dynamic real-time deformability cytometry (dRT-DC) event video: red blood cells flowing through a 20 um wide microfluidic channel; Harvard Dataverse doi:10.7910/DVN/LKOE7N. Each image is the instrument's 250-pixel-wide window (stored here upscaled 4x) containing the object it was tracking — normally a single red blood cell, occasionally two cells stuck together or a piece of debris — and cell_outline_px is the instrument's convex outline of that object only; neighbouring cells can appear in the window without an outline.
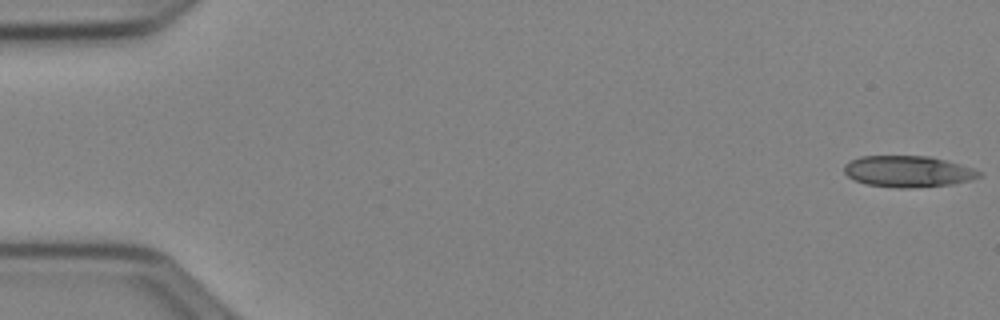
{"species": "Egyptian fruit bat (a non-hibernating species)", "species_latin": "Rousettus aegyptiacus", "temperature_condition": "cold", "stored_images_in_passage": 15, "camera_frame_rate_fps": 3000, "um_per_image_px": 0.085, "animal": {"sex": "female"}, "frame": {"image": 1, "passage_image": 1, "time_ms": 0.0, "image_size_px": [1000, 320], "cell_outline_px": [[980, 176], [972, 180], [952, 184], [900, 188], [868, 184], [856, 180], [848, 176], [844, 172], [844, 164], [860, 156], [928, 156], [960, 164], [972, 168], [980, 172]], "centroid_in_image_um": [77.17, 14.56], "position_along_channel_um": 7.8, "area_um2": 24.22}}
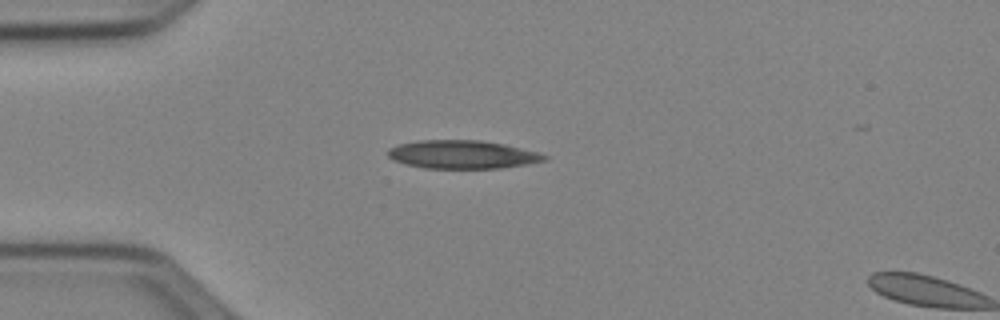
{"frame": {"image": 2, "passage_image": 14, "time_ms": 4.333, "image_size_px": [1000, 320], "cell_outline_px": [[548, 160], [528, 164], [500, 168], [424, 168], [404, 164], [392, 160], [388, 156], [388, 148], [400, 144], [416, 140], [480, 140], [504, 144], [536, 152], [548, 156]], "centroid_in_image_um": [39.27, 13.13], "position_along_channel_um": 45.7, "area_um2": 25.84}}